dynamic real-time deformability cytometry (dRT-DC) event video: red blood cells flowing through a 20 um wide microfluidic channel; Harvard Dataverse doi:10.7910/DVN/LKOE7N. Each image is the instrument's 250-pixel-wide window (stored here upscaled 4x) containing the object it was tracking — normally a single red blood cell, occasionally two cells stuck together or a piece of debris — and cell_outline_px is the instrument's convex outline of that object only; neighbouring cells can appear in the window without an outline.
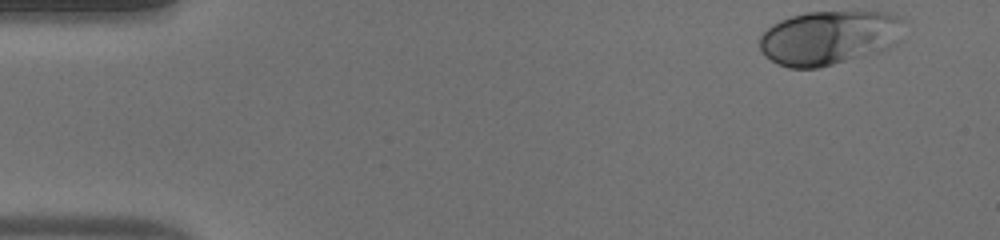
{"species": "human", "species_latin": "Homo sapiens", "temperature_condition": "warm", "stored_images_in_passage": 40, "camera_frame_rate_fps": 3000, "um_per_image_px": 0.085, "donor": {"sex": "male"}, "frame": {"image": 1, "passage_image": 1, "time_ms": 0.0, "image_size_px": [1000, 240], "cell_outline_px": [[904, 20], [896, 44], [880, 52], [820, 68], [788, 68], [764, 56], [760, 48], [760, 36], [772, 24], [780, 20], [792, 16], [808, 12], [888, 12], [900, 16]], "centroid_in_image_um": [70.48, 3.21], "position_along_channel_um": 14.5, "area_um2": 45.66}}
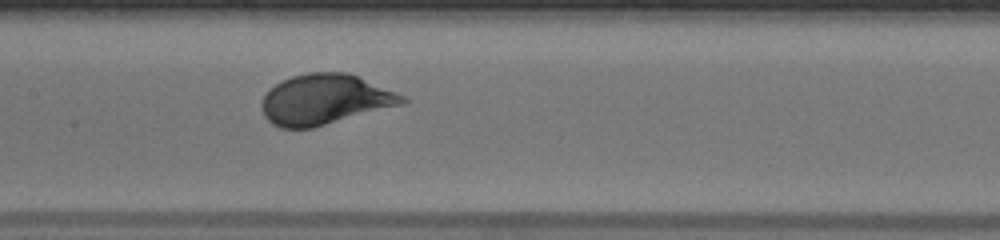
{"frame": {"image": 2, "passage_image": 22, "time_ms": 7.0, "image_size_px": [1000, 240], "cell_outline_px": [[408, 100], [404, 104], [312, 128], [280, 128], [272, 124], [264, 116], [260, 104], [264, 96], [276, 84], [292, 76], [308, 72], [348, 72], [396, 92], [404, 96]], "centroid_in_image_um": [27.61, 8.46], "position_along_channel_um": 179.8, "area_um2": 41.04}}
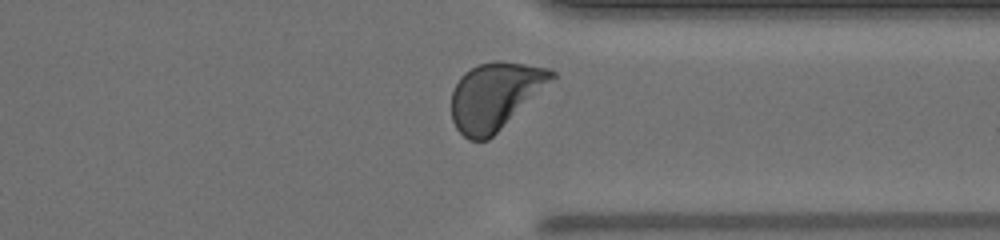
{"frame": {"image": 3, "passage_image": 36, "time_ms": 11.667, "image_size_px": [1000, 240], "cell_outline_px": [[556, 76], [488, 140], [468, 140], [456, 128], [452, 120], [452, 92], [460, 76], [464, 72], [476, 64], [496, 60], [500, 60], [548, 68], [556, 72]], "centroid_in_image_um": [42.03, 8.13], "position_along_channel_um": 369.4, "area_um2": 38.67}, "authors_computed_cell_mechanics": {"area_um2": 41.2981, "velocity_mm_per_s": 4.0644, "shape_relaxation_time_tau1_ms": 2.165, "shape_relaxation_time_tau2_ms": null, "deformation_change_tau1": 0.1467, "deformation_change_tau2": null}}